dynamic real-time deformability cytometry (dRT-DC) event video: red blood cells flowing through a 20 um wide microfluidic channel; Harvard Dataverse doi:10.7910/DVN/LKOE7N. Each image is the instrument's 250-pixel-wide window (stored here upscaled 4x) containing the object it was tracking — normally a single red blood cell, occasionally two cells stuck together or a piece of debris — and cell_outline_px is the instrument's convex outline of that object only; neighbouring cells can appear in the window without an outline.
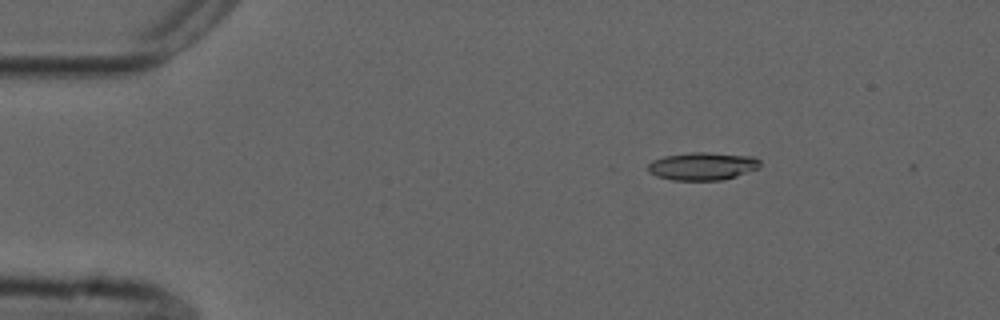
{"species": "common noctule bat (a hibernating species)", "species_latin": "Nyctalus noctula", "temperature_condition": "cold", "stored_images_in_passage": 17, "camera_frame_rate_fps": 3000, "um_per_image_px": 0.085, "animal": {"sex": "male", "forearm_length_mm": 52.5}, "frame": {"image": 1, "passage_image": 1, "time_ms": 0.0, "image_size_px": [1000, 320], "cell_outline_px": [[760, 168], [724, 180], [672, 180], [656, 176], [648, 172], [648, 164], [652, 160], [664, 156], [692, 152], [704, 152], [752, 156], [760, 160]], "centroid_in_image_um": [59.71, 14.13], "position_along_channel_um": 25.3, "area_um2": 18.26}}
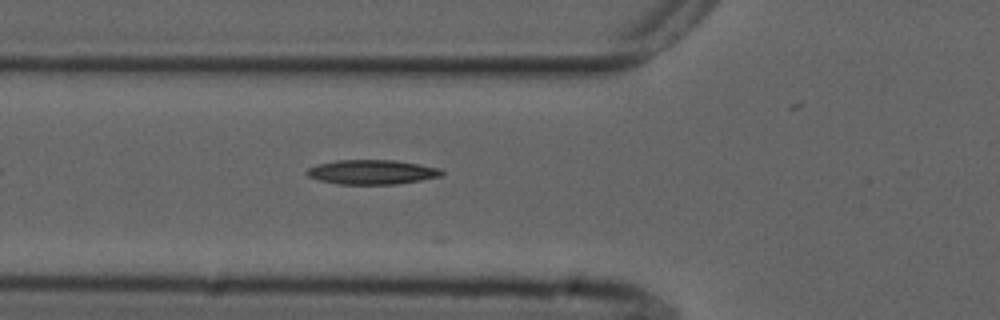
{"frame": {"image": 2, "passage_image": 12, "time_ms": 3.667, "image_size_px": [1000, 320], "cell_outline_px": [[444, 176], [396, 184], [336, 184], [320, 180], [308, 176], [304, 172], [308, 168], [316, 164], [336, 160], [396, 160], [440, 168], [444, 172]], "centroid_in_image_um": [31.61, 14.62], "position_along_channel_um": 94.2, "area_um2": 19.36}}
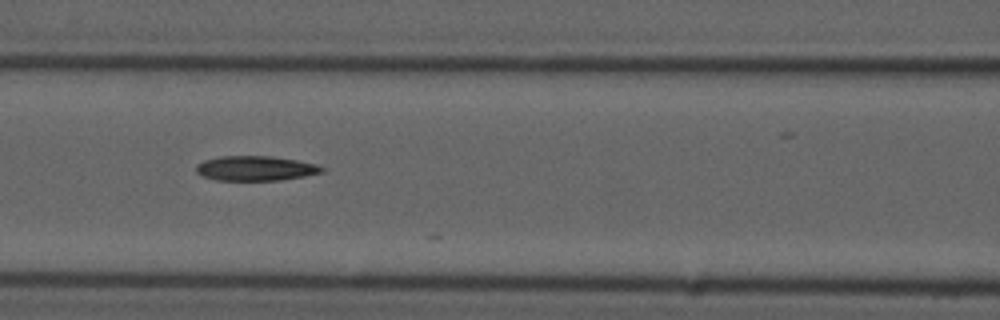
{"frame": {"image": 3, "passage_image": 16, "time_ms": 5.0, "image_size_px": [1000, 320], "cell_outline_px": [[324, 172], [304, 176], [280, 180], [216, 180], [204, 176], [196, 172], [196, 164], [204, 160], [220, 156], [272, 156], [296, 160], [316, 164], [324, 168]], "centroid_in_image_um": [21.71, 14.3], "position_along_channel_um": 144.9, "area_um2": 18.09}}